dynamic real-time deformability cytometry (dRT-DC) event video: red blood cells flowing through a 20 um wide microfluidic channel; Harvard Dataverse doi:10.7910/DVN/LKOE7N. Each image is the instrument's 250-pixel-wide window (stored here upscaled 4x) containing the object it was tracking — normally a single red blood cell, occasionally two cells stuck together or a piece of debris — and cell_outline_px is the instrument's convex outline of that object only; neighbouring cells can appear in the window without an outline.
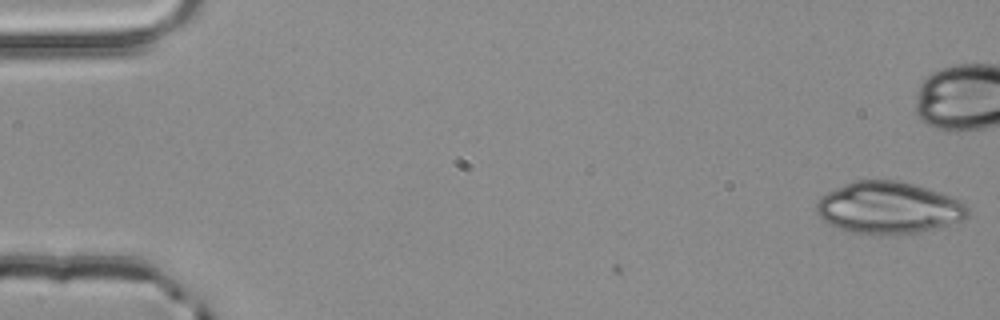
{"species": "common noctule bat (a hibernating species)", "species_latin": "Nyctalus noctula", "temperature_condition": "room temperature", "stored_images_in_passage": 5, "camera_frame_rate_fps": 3000, "um_per_image_px": 0.085, "animal": {"sex": "male", "body_mass_g": 20.4}, "frame": {"image": 1, "passage_image": 1, "time_ms": 0.0, "image_size_px": [1000, 320], "cell_outline_px": [[968, 216], [960, 220], [948, 224], [920, 232], [880, 236], [876, 236], [848, 232], [828, 224], [816, 212], [816, 204], [820, 196], [844, 184], [856, 180], [900, 180], [952, 196], [968, 204]], "centroid_in_image_um": [75.51, 17.67], "position_along_channel_um": 9.5, "area_um2": 46.12}}